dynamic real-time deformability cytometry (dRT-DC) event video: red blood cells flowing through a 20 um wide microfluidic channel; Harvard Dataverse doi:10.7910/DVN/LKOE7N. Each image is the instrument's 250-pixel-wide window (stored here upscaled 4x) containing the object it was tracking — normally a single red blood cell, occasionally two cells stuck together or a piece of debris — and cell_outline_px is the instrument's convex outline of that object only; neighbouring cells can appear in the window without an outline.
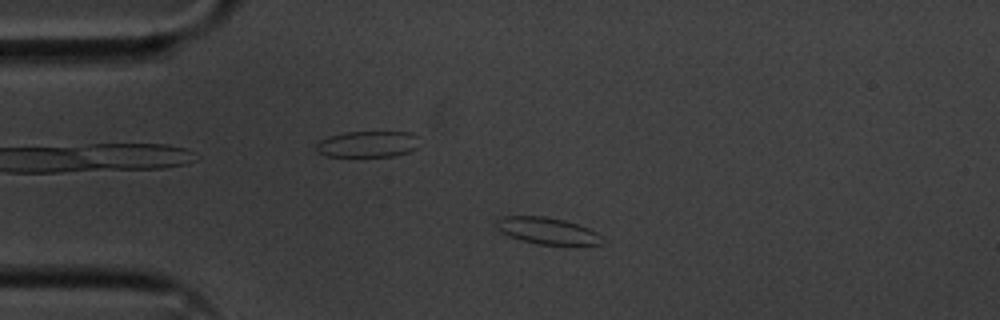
{"species": "common noctule bat (a hibernating species)", "species_latin": "Nyctalus noctula", "temperature_condition": "cold", "stored_images_in_passage": 53, "camera_frame_rate_fps": 3000, "um_per_image_px": 0.085, "animal": {"sex": "male", "body_mass_g": 20.1, "forearm_length_mm": 53.5}, "frame": {"image": 1, "passage_image": 10, "time_ms": 3.0, "image_size_px": [1000, 320], "cell_outline_px": [[604, 244], [536, 244], [508, 236], [500, 232], [496, 228], [496, 220], [500, 216], [544, 216], [564, 220], [588, 228], [604, 236]], "centroid_in_image_um": [46.49, 19.61], "position_along_channel_um": 38.5, "area_um2": 16.47}}
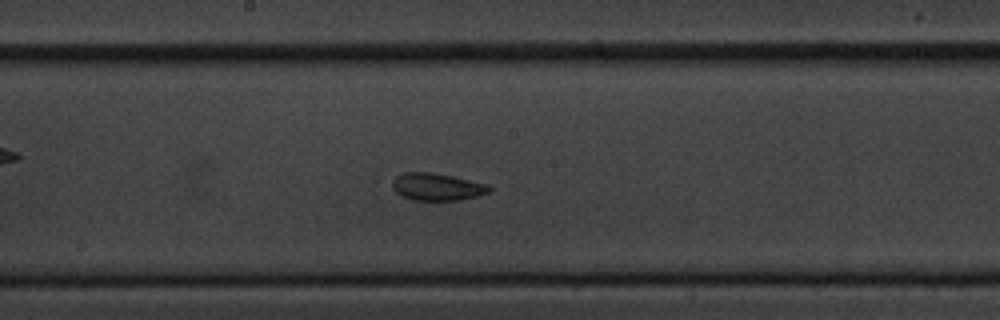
{"frame": {"image": 2, "passage_image": 27, "time_ms": 8.667, "image_size_px": [1000, 320], "cell_outline_px": [[492, 188], [488, 192], [476, 196], [460, 200], [412, 200], [400, 196], [392, 188], [392, 180], [396, 176], [404, 172], [428, 172], [452, 176], [488, 184]], "centroid_in_image_um": [37.1, 15.88], "position_along_channel_um": 211.1, "area_um2": 15.43}}
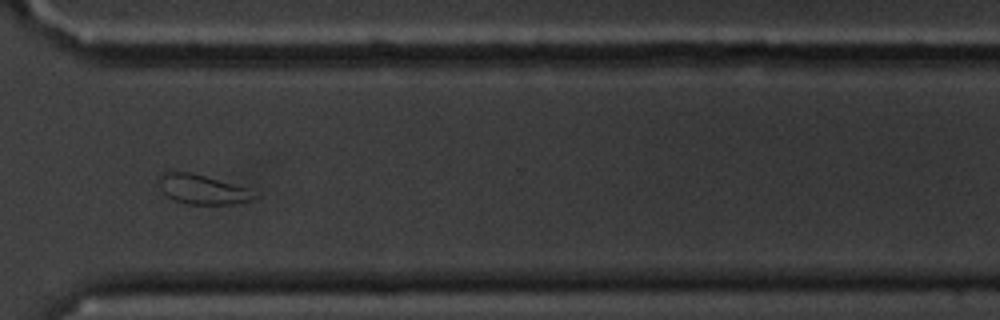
{"frame": {"image": 3, "passage_image": 39, "time_ms": 12.667, "image_size_px": [1000, 320], "cell_outline_px": [[260, 196], [248, 200], [232, 204], [188, 204], [172, 200], [160, 188], [156, 180], [164, 172], [188, 172], [204, 176], [248, 188]], "centroid_in_image_um": [17.17, 16.1], "position_along_channel_um": 353.4, "area_um2": 16.24}, "authors_computed_cell_mechanics": {"area_um2": 16.2418, "velocity_mm_per_s": 3.5614, "shape_relaxation_time_tau1_ms": 3.3619, "shape_relaxation_time_tau2_ms": 2.4427, "deformation_change_tau1": 0.0757, "deformation_change_tau2": 0.0662}}